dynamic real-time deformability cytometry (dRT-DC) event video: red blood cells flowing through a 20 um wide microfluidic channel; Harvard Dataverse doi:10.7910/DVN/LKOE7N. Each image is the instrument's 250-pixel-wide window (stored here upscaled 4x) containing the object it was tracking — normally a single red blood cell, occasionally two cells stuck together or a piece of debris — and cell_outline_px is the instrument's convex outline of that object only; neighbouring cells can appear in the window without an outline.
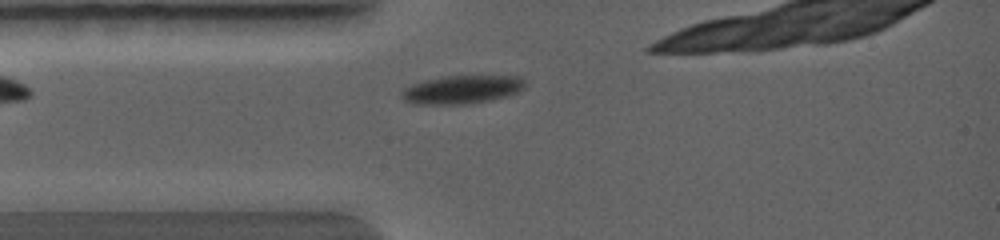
{"species": "common noctule bat (a hibernating species)", "species_latin": "Nyctalus noctula", "temperature_condition": "warm", "stored_images_in_passage": 8, "camera_frame_rate_fps": 5000, "um_per_image_px": 0.085, "animal": {"sex": "female", "body_mass_g": 19.0, "forearm_length_mm": 56.7}, "frame": {"image": 1, "passage_image": 6, "time_ms": 0.6, "image_size_px": [1000, 240], "cell_outline_px": [[528, 84], [520, 92], [508, 96], [492, 100], [472, 104], [412, 104], [404, 100], [400, 96], [400, 92], [404, 88], [412, 84], [424, 80], [440, 76], [520, 76]], "centroid_in_image_um": [39.28, 7.62], "position_along_channel_um": 45.7, "area_um2": 20.87}}